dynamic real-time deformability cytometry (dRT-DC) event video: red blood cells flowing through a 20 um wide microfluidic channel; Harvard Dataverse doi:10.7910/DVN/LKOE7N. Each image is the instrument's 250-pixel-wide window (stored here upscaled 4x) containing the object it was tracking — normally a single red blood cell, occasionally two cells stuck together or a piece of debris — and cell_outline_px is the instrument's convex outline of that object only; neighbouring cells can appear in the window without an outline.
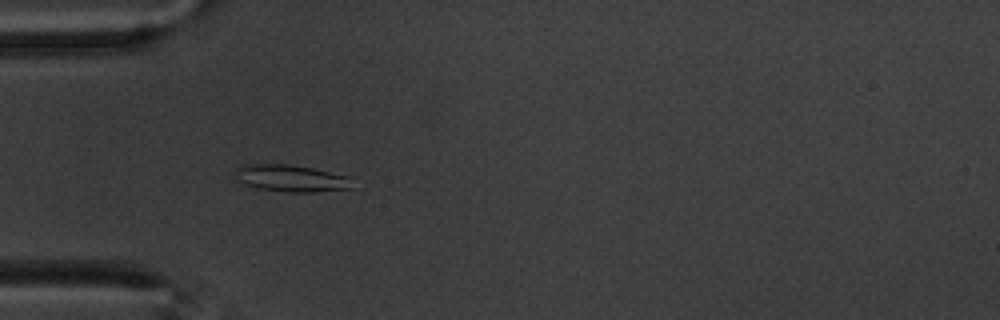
{"species": "common noctule bat (a hibernating species)", "species_latin": "Nyctalus noctula", "temperature_condition": "warm", "stored_images_in_passage": 43, "camera_frame_rate_fps": 3000, "um_per_image_px": 0.085, "animal": {"sex": "male", "body_mass_g": 20.1, "forearm_length_mm": 53.5}, "frame": {"image": 1, "passage_image": 3, "time_ms": 0.667, "image_size_px": [1000, 320], "cell_outline_px": [[356, 188], [316, 192], [288, 192], [260, 188], [236, 180], [236, 168], [244, 164], [288, 164], [312, 168], [352, 176]], "centroid_in_image_um": [24.87, 15.15], "position_along_channel_um": 60.1, "area_um2": 18.61}}
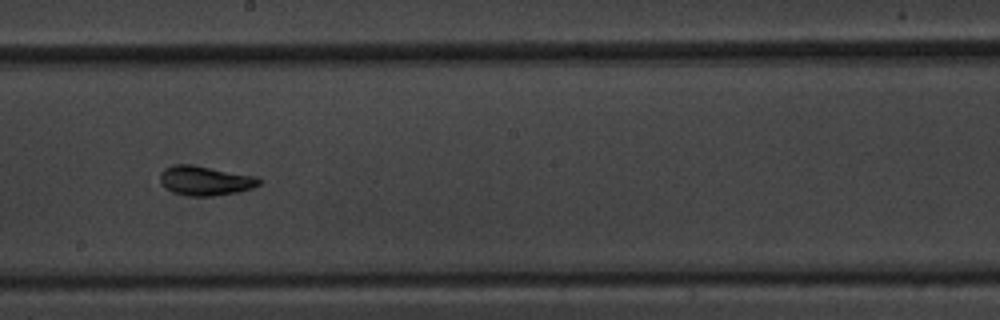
{"frame": {"image": 2, "passage_image": 18, "time_ms": 5.667, "image_size_px": [1000, 320], "cell_outline_px": [[260, 184], [252, 188], [236, 192], [212, 196], [192, 196], [172, 192], [160, 180], [160, 172], [164, 168], [172, 164], [188, 164], [256, 176], [260, 180]], "centroid_in_image_um": [17.42, 15.35], "position_along_channel_um": 230.8, "area_um2": 16.7}}
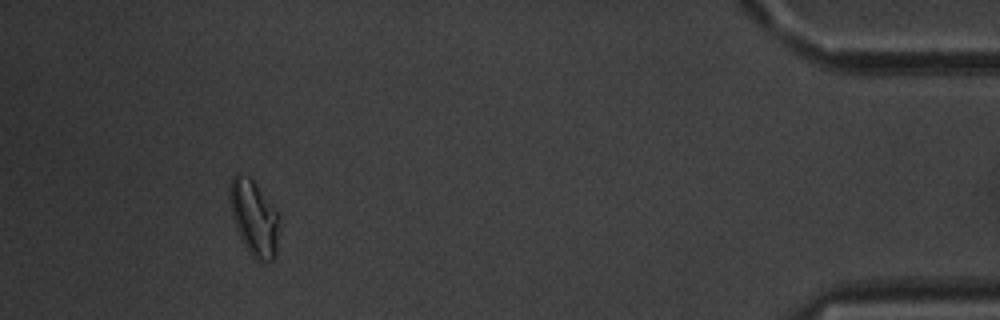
{"frame": {"image": 3, "passage_image": 39, "time_ms": 12.667, "image_size_px": [1000, 320], "cell_outline_px": [[280, 220], [276, 256], [272, 260], [256, 260], [248, 252], [236, 228], [232, 216], [228, 196], [228, 192], [232, 176], [236, 172], [240, 172], [248, 176], [256, 184], [272, 204], [280, 216]], "centroid_in_image_um": [21.59, 18.49], "position_along_channel_um": 413.6, "area_um2": 22.02}, "authors_computed_cell_mechanics": {"area_um2": 16.473, "velocity_mm_per_s": 3.4726, "shape_relaxation_time_tau1_ms": 6.2936, "shape_relaxation_time_tau2_ms": 2.0326, "deformation_change_tau1": 0.1472, "deformation_change_tau2": 0.0562}}